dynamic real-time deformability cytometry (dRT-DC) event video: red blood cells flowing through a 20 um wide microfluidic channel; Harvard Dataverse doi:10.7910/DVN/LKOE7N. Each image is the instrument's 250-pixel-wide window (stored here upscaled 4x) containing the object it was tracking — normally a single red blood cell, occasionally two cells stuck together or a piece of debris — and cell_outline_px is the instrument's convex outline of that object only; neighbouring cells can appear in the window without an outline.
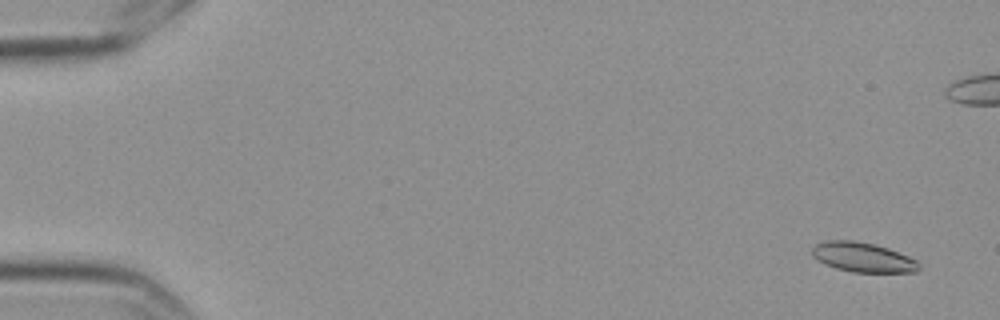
{"species": "Egyptian fruit bat (a non-hibernating species)", "species_latin": "Rousettus aegyptiacus", "temperature_condition": "cold", "stored_images_in_passage": 8, "camera_frame_rate_fps": 3000, "um_per_image_px": 0.085, "frame": {"image": 1, "passage_image": 1, "time_ms": 0.0, "image_size_px": [1000, 320], "cell_outline_px": [[920, 268], [916, 272], [852, 272], [836, 268], [824, 264], [816, 260], [812, 256], [812, 248], [816, 244], [824, 240], [852, 240], [872, 244], [888, 248], [908, 256], [916, 260], [920, 264]], "centroid_in_image_um": [73.31, 21.87], "position_along_channel_um": 11.7, "area_um2": 18.5}}
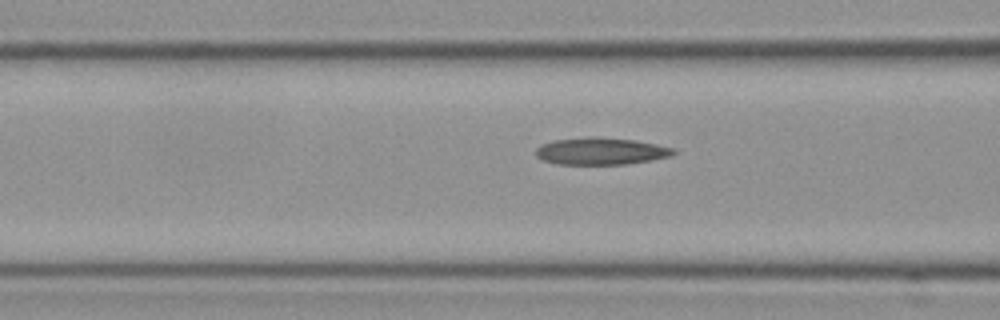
{"frame": {"image": 2, "passage_image": 8, "time_ms": 2.333, "image_size_px": [1000, 320], "cell_outline_px": [[676, 152], [672, 156], [652, 160], [624, 164], [556, 164], [544, 160], [536, 156], [536, 148], [540, 144], [552, 140], [592, 136], [600, 136], [636, 140], [676, 148]], "centroid_in_image_um": [51.09, 12.83], "position_along_channel_um": 115.5, "area_um2": 22.02}}